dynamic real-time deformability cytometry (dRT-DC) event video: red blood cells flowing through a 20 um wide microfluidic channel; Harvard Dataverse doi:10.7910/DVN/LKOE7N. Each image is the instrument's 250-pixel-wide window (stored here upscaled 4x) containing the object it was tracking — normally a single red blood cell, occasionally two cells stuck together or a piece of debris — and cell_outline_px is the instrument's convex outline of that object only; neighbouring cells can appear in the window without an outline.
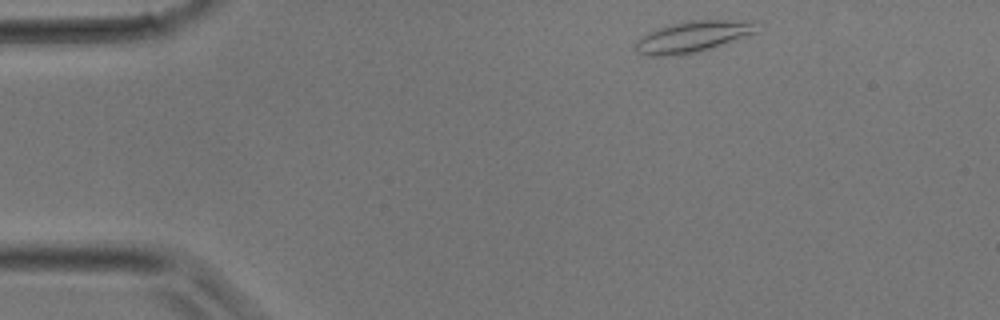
{"species": "common noctule bat (a hibernating species)", "species_latin": "Nyctalus noctula", "temperature_condition": "room temperature", "stored_images_in_passage": 31, "camera_frame_rate_fps": 3000, "um_per_image_px": 0.085, "animal": {"sex": "male", "body_mass_g": 17.9}, "frame": {"image": 1, "passage_image": 1, "time_ms": 0.0, "image_size_px": [1000, 320], "cell_outline_px": [[756, 32], [712, 48], [696, 52], [668, 56], [648, 56], [636, 52], [636, 40], [640, 36], [648, 32], [672, 24], [688, 20], [756, 20]], "centroid_in_image_um": [58.87, 3.11], "position_along_channel_um": 26.1, "area_um2": 21.91}}
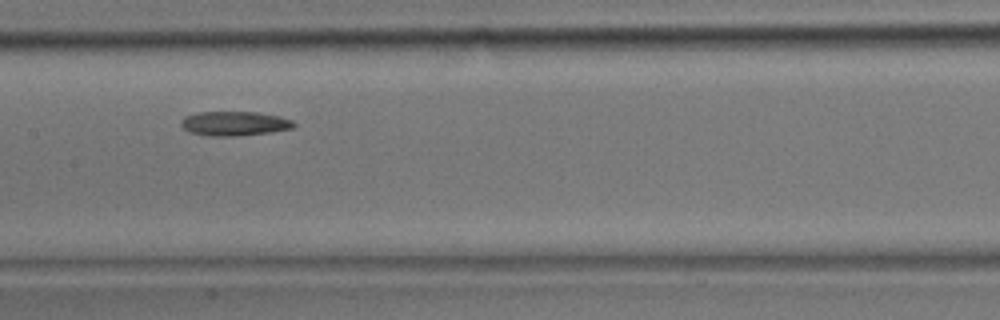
{"frame": {"image": 2, "passage_image": 13, "time_ms": 4.0, "image_size_px": [1000, 320], "cell_outline_px": [[296, 124], [292, 128], [268, 132], [240, 136], [204, 136], [188, 132], [180, 124], [180, 120], [184, 116], [196, 112], [256, 112], [280, 116], [292, 120]], "centroid_in_image_um": [19.87, 10.5], "position_along_channel_um": 187.5, "area_um2": 16.18}}
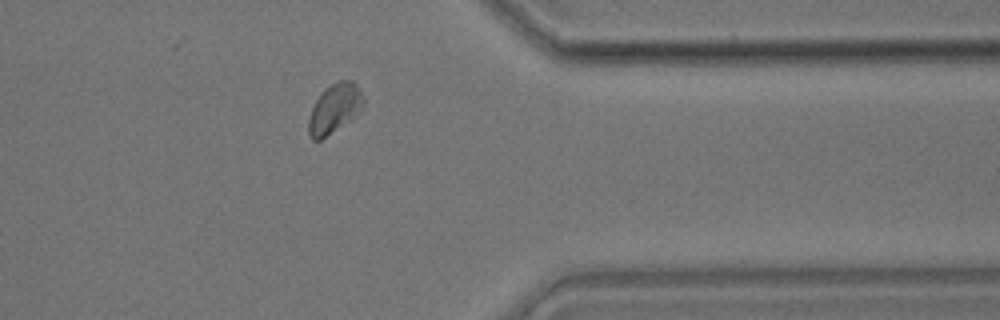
{"frame": {"image": 3, "passage_image": 24, "time_ms": 7.667, "image_size_px": [1000, 320], "cell_outline_px": [[364, 108], [356, 116], [320, 140], [312, 140], [308, 132], [308, 116], [320, 92], [324, 88], [336, 80], [352, 80], [360, 88], [364, 100]], "centroid_in_image_um": [28.44, 9.19], "position_along_channel_um": 383.0, "area_um2": 16.07}}